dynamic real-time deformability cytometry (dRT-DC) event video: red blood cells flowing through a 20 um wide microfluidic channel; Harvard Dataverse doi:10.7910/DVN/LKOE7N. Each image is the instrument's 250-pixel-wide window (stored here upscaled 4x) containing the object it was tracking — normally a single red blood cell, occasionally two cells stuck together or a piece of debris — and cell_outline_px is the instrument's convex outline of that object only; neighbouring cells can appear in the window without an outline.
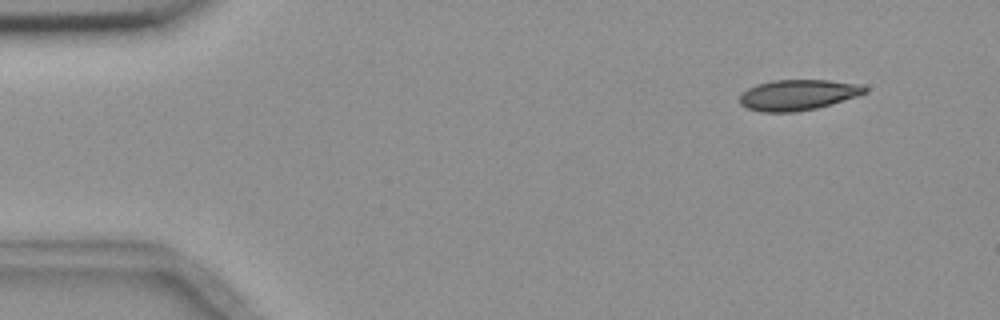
{"species": "common noctule bat (a hibernating species)", "species_latin": "Nyctalus noctula", "temperature_condition": "room temperature", "stored_images_in_passage": 5, "camera_frame_rate_fps": 3000, "um_per_image_px": 0.085, "animal": {"sex": "female", "body_mass_g": 18.4}, "frame": {"image": 1, "passage_image": 2, "time_ms": 1.0, "image_size_px": [1000, 320], "cell_outline_px": [[868, 92], [832, 104], [816, 108], [796, 112], [760, 112], [748, 108], [740, 104], [740, 96], [748, 88], [756, 84], [772, 80], [828, 80], [860, 84], [868, 88]], "centroid_in_image_um": [67.83, 8.06], "position_along_channel_um": 17.2, "area_um2": 22.37}}
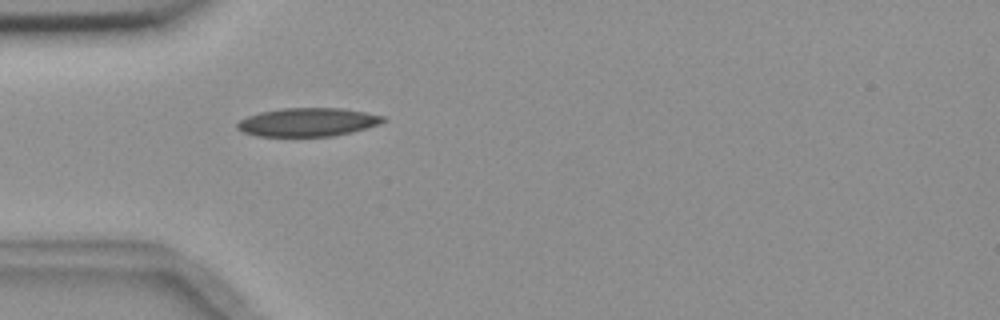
{"frame": {"image": 2, "passage_image": 5, "time_ms": 4.667, "image_size_px": [1000, 320], "cell_outline_px": [[388, 120], [380, 124], [352, 132], [332, 136], [256, 136], [244, 132], [236, 128], [236, 124], [240, 120], [248, 116], [260, 112], [280, 108], [340, 108], [364, 112], [384, 116]], "centroid_in_image_um": [26.16, 10.38], "position_along_channel_um": 58.8, "area_um2": 24.22}}